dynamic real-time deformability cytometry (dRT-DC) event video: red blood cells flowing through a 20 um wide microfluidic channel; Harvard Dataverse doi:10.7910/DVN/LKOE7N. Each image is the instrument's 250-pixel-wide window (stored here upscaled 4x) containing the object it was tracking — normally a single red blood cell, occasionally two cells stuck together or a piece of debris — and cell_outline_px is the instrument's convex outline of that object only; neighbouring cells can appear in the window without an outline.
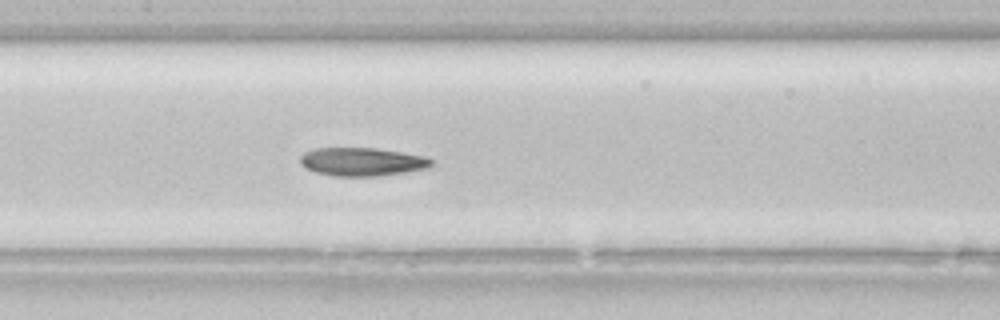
{"species": "common noctule bat (a hibernating species)", "species_latin": "Nyctalus noctula", "temperature_condition": "room temperature", "stored_images_in_passage": 40, "camera_frame_rate_fps": 3000, "um_per_image_px": 0.085, "animal": {"sex": "female", "body_mass_g": 22.7, "forearm_length_mm": 54.2}, "frame": {"image": 1, "passage_image": 12, "time_ms": 3.667, "image_size_px": [1000, 320], "cell_outline_px": [[432, 164], [428, 168], [404, 172], [376, 176], [336, 176], [316, 172], [304, 168], [300, 164], [300, 156], [304, 152], [312, 148], [376, 148], [424, 156], [432, 160]], "centroid_in_image_um": [30.72, 13.74], "position_along_channel_um": 176.7, "area_um2": 21.62}, "authors_computed_cell_mechanics": {"area_um2": 21.9929, "velocity_mm_per_s": 3.8201, "shape_relaxation_time_tau1_ms": null, "shape_relaxation_time_tau2_ms": 5.0557, "deformation_change_tau1": null, "deformation_change_tau2": 0.1399}}